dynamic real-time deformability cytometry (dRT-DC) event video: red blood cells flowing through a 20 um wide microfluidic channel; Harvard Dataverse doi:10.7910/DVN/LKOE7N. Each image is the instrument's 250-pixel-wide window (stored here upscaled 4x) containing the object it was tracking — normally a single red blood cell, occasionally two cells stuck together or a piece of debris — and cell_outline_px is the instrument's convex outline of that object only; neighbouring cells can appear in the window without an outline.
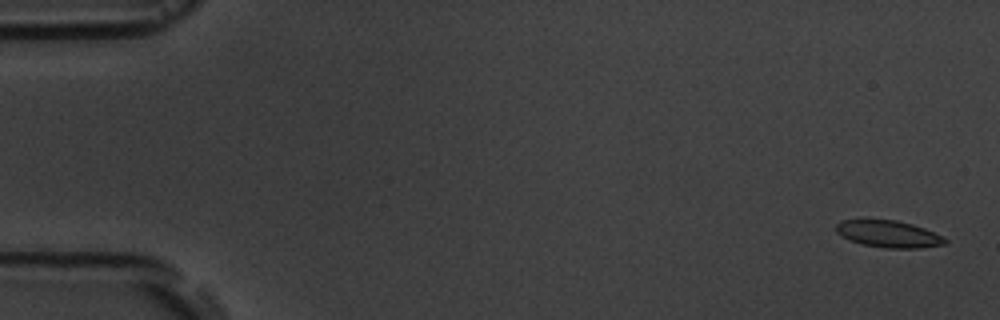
{"species": "common noctule bat (a hibernating species)", "species_latin": "Nyctalus noctula", "temperature_condition": "room temperature", "stored_images_in_passage": 9, "camera_frame_rate_fps": 3000, "um_per_image_px": 0.085, "animal": {"sex": "male", "body_mass_g": 19.5, "forearm_length_mm": 54.6}, "frame": {"image": 1, "passage_image": 1, "time_ms": 0.0, "image_size_px": [1000, 320], "cell_outline_px": [[948, 244], [920, 248], [884, 248], [860, 244], [836, 232], [836, 224], [840, 220], [896, 220], [912, 224], [924, 228], [944, 236], [948, 240]], "centroid_in_image_um": [75.59, 19.9], "position_along_channel_um": 9.4, "area_um2": 17.11}}
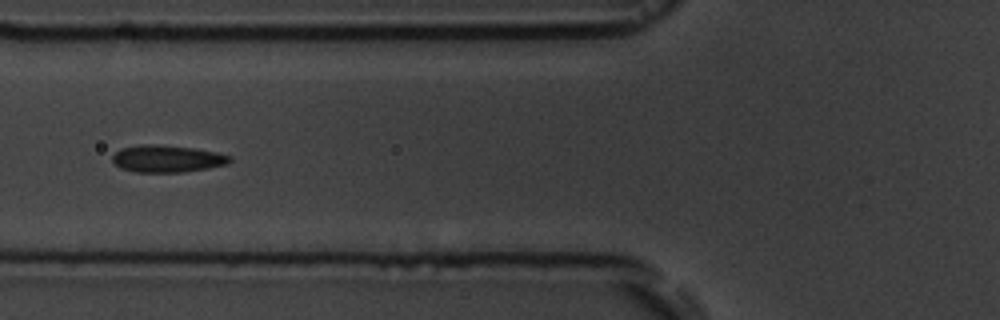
{"frame": {"image": 2, "passage_image": 7, "time_ms": 6.667, "image_size_px": [1000, 320], "cell_outline_px": [[232, 160], [228, 164], [208, 168], [184, 172], [132, 172], [120, 168], [112, 160], [112, 156], [120, 148], [140, 144], [152, 144], [196, 148], [216, 152], [232, 156]], "centroid_in_image_um": [14.21, 13.49], "position_along_channel_um": 111.6, "area_um2": 18.73}}
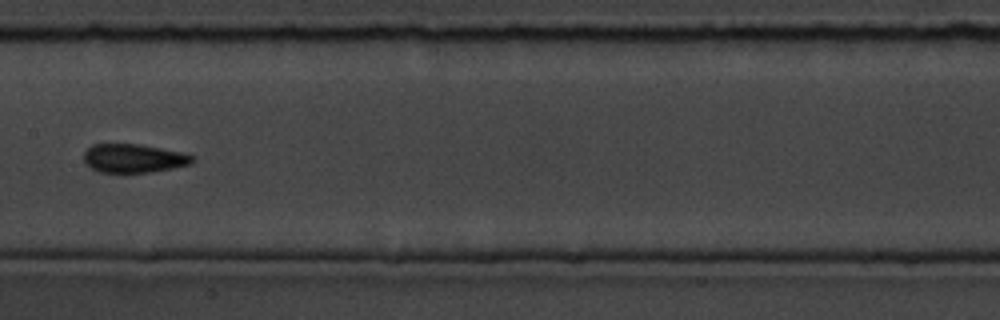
{"frame": {"image": 3, "passage_image": 9, "time_ms": 9.0, "image_size_px": [1000, 320], "cell_outline_px": [[196, 160], [192, 164], [172, 168], [148, 172], [100, 172], [92, 168], [84, 160], [84, 152], [92, 144], [140, 144], [184, 152], [196, 156]], "centroid_in_image_um": [11.43, 13.44], "position_along_channel_um": 196.0, "area_um2": 18.21}}